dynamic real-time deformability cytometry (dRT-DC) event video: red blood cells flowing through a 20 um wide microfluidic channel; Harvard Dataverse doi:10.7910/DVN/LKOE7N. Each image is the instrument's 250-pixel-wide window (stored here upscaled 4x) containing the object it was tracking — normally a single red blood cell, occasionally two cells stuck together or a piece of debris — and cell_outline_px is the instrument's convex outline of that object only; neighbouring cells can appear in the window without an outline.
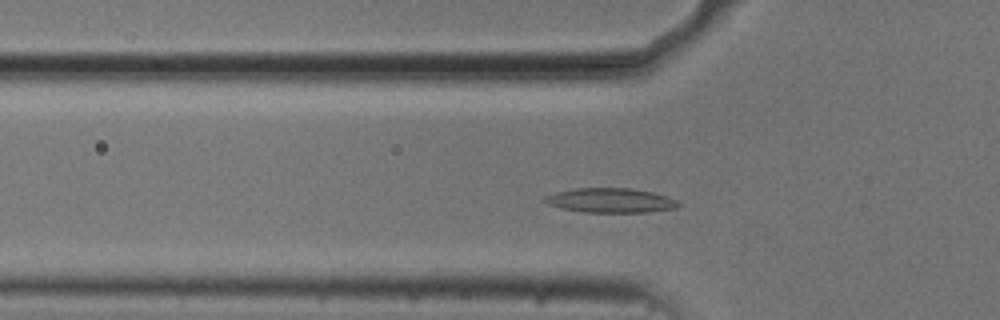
{"species": "common noctule bat (a hibernating species)", "species_latin": "Nyctalus noctula", "temperature_condition": "cold", "stored_images_in_passage": 46, "camera_frame_rate_fps": 3000, "um_per_image_px": 0.085, "animal": {"sex": "male", "body_mass_g": 20.5, "forearm_length_mm": 52.5}, "frame": {"image": 1, "passage_image": 10, "time_ms": 3.0, "image_size_px": [1000, 320], "cell_outline_px": [[680, 204], [676, 208], [648, 212], [580, 212], [560, 208], [548, 204], [544, 200], [544, 196], [556, 192], [576, 188], [632, 188], [652, 192], [668, 196], [676, 200]], "centroid_in_image_um": [51.89, 17.03], "position_along_channel_um": 73.9, "area_um2": 19.13}}
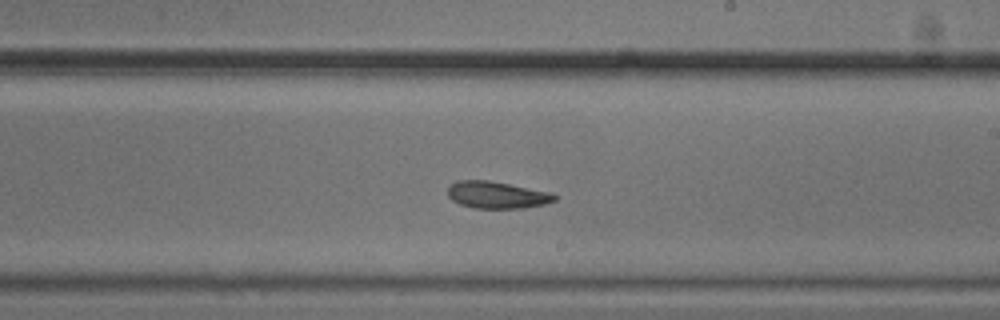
{"frame": {"image": 2, "passage_image": 24, "time_ms": 7.667, "image_size_px": [1000, 320], "cell_outline_px": [[560, 196], [556, 200], [544, 204], [524, 208], [476, 208], [460, 204], [452, 200], [448, 196], [448, 188], [456, 180], [488, 180], [552, 192]], "centroid_in_image_um": [42.28, 16.56], "position_along_channel_um": 246.7, "area_um2": 16.88}}
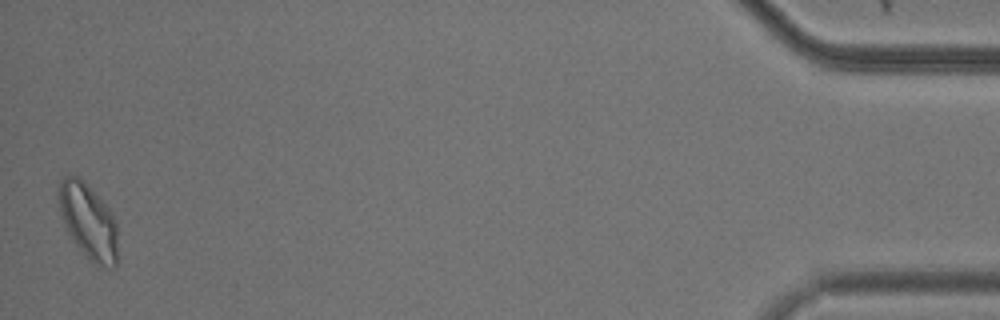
{"frame": {"image": 3, "passage_image": 46, "time_ms": 15.0, "image_size_px": [1000, 320], "cell_outline_px": [[116, 268], [100, 268], [92, 264], [84, 256], [72, 240], [64, 228], [60, 212], [56, 192], [56, 188], [60, 180], [64, 176], [80, 176], [84, 180], [108, 208], [116, 220]], "centroid_in_image_um": [7.46, 18.83], "position_along_channel_um": 427.7, "area_um2": 26.65}, "authors_computed_cell_mechanics": {"area_um2": 18.2648, "velocity_mm_per_s": 3.6934, "shape_relaxation_time_tau1_ms": null, "shape_relaxation_time_tau2_ms": 4.2395, "deformation_change_tau1": null, "deformation_change_tau2": 0.1019}}